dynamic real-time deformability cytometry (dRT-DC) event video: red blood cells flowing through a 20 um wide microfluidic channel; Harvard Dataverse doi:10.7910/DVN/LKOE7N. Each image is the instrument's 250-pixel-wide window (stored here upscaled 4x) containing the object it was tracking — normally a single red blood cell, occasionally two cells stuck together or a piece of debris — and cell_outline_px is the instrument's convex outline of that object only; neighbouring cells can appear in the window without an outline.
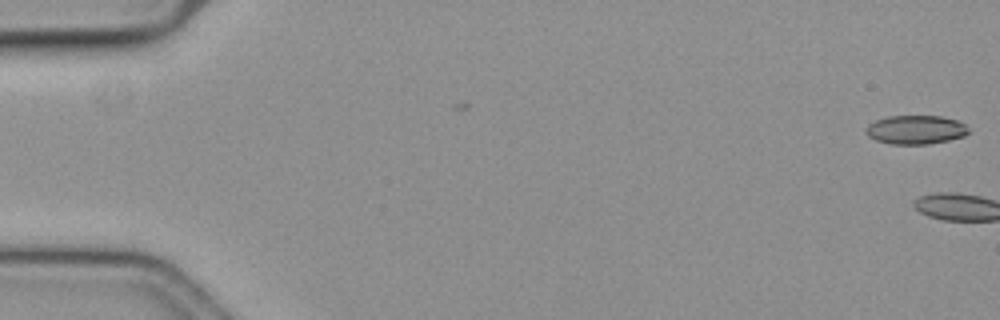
{"species": "common noctule bat (a hibernating species)", "species_latin": "Nyctalus noctula", "temperature_condition": "cold", "stored_images_in_passage": 3, "camera_frame_rate_fps": 3000, "um_per_image_px": 0.085, "animal": {"sex": "female", "body_mass_g": 19.3, "forearm_length_mm": 54.1}, "frame": {"image": 1, "passage_image": 3, "time_ms": 0.667, "image_size_px": [1000, 320], "cell_outline_px": [[968, 132], [964, 136], [948, 140], [928, 144], [888, 144], [876, 140], [868, 136], [864, 132], [864, 128], [868, 124], [876, 120], [888, 116], [940, 116], [956, 120], [964, 124], [968, 128]], "centroid_in_image_um": [77.78, 11.03], "position_along_channel_um": 7.2, "area_um2": 17.28}}